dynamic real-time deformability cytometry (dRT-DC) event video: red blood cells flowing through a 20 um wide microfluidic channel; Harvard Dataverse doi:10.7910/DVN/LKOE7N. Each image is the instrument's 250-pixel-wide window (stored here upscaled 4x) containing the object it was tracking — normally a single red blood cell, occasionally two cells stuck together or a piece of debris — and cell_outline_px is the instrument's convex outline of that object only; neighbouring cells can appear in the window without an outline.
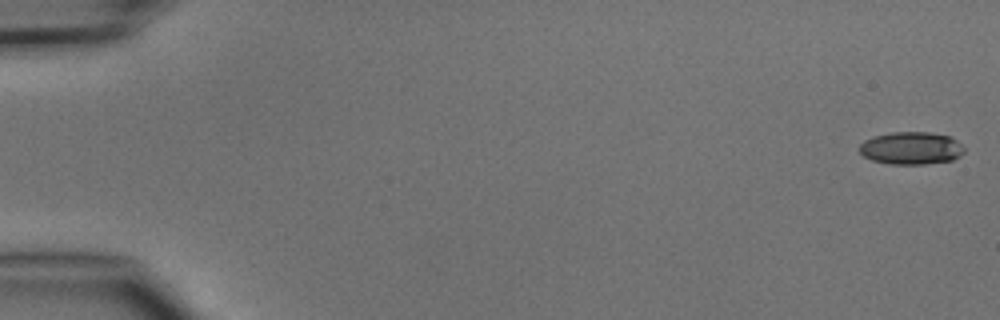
{"species": "common noctule bat (a hibernating species)", "species_latin": "Nyctalus noctula", "temperature_condition": "cold", "stored_images_in_passage": 5, "camera_frame_rate_fps": 3000, "um_per_image_px": 0.085, "animal": {"sex": "male", "body_mass_g": 15.6}, "frame": {"image": 1, "passage_image": 1, "time_ms": 0.0, "image_size_px": [1000, 320], "cell_outline_px": [[964, 152], [960, 156], [952, 160], [924, 164], [888, 164], [872, 160], [864, 156], [860, 152], [860, 144], [864, 140], [876, 136], [892, 132], [928, 132], [952, 136], [964, 148]], "centroid_in_image_um": [77.47, 12.59], "position_along_channel_um": 7.5, "area_um2": 19.88}}
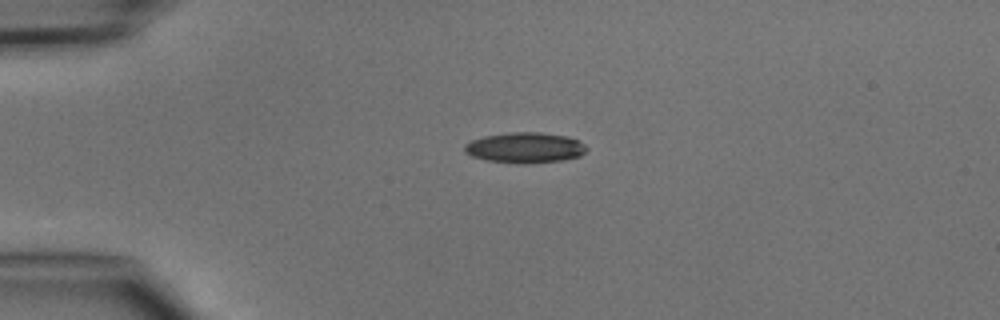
{"frame": {"image": 2, "passage_image": 4, "time_ms": 3.667, "image_size_px": [1000, 320], "cell_outline_px": [[588, 148], [580, 156], [560, 160], [524, 164], [516, 164], [488, 160], [472, 156], [464, 152], [464, 144], [472, 140], [484, 136], [508, 132], [540, 132], [568, 136], [580, 140]], "centroid_in_image_um": [44.63, 12.54], "position_along_channel_um": 40.4, "area_um2": 21.85}}